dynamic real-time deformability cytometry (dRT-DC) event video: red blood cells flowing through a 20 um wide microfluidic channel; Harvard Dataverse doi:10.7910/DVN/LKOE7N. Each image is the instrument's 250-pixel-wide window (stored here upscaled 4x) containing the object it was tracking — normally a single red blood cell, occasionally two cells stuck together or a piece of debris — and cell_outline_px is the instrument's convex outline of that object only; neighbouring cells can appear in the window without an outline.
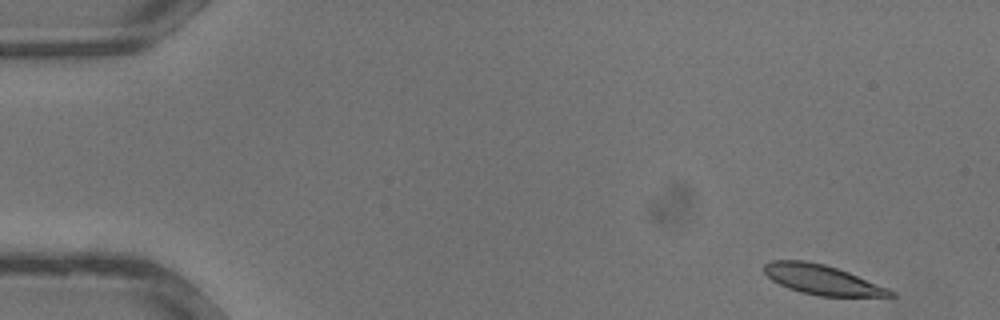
{"species": "common noctule bat (a hibernating species)", "species_latin": "Nyctalus noctula", "temperature_condition": "warm", "stored_images_in_passage": 33, "camera_frame_rate_fps": 3000, "um_per_image_px": 0.085, "animal": {"sex": "male", "body_mass_g": 13.3}, "frame": {"image": 1, "passage_image": 1, "time_ms": 0.0, "image_size_px": [1000, 320], "cell_outline_px": [[896, 296], [820, 296], [800, 292], [788, 288], [772, 280], [764, 272], [764, 264], [768, 260], [804, 260], [824, 264], [848, 272], [888, 288], [896, 292]], "centroid_in_image_um": [69.85, 23.77], "position_along_channel_um": 15.1, "area_um2": 21.73}}
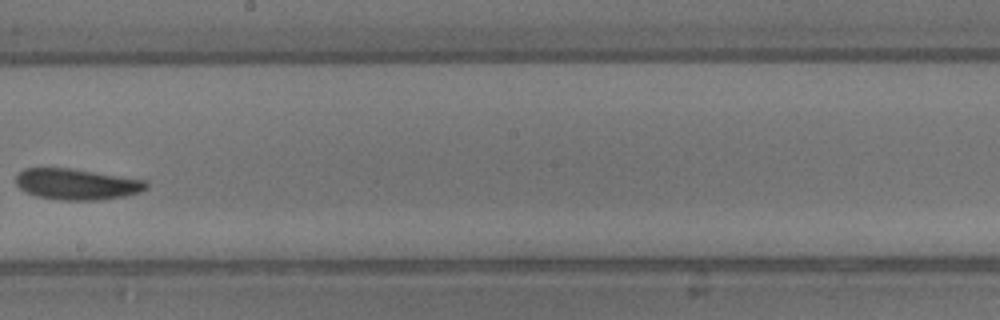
{"frame": {"image": 2, "passage_image": 19, "time_ms": 6.0, "image_size_px": [1000, 320], "cell_outline_px": [[148, 188], [140, 192], [128, 196], [100, 200], [60, 200], [36, 196], [24, 192], [16, 184], [16, 176], [24, 168], [68, 168], [144, 180], [148, 184]], "centroid_in_image_um": [6.51, 15.67], "position_along_channel_um": 241.7, "area_um2": 23.52}}
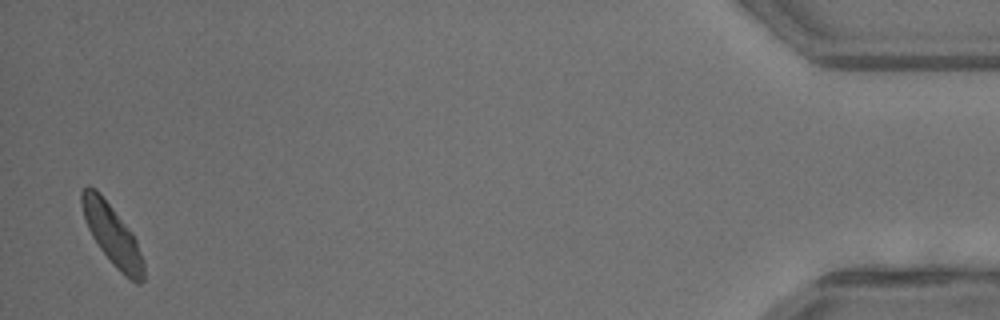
{"frame": {"image": 3, "passage_image": 33, "time_ms": 10.667, "image_size_px": [1000, 320], "cell_outline_px": [[144, 280], [140, 284], [136, 284], [120, 272], [112, 264], [100, 248], [92, 236], [84, 220], [80, 200], [80, 192], [88, 184], [96, 188], [132, 232], [136, 240], [144, 260]], "centroid_in_image_um": [9.53, 19.96], "position_along_channel_um": 425.7, "area_um2": 21.91}}